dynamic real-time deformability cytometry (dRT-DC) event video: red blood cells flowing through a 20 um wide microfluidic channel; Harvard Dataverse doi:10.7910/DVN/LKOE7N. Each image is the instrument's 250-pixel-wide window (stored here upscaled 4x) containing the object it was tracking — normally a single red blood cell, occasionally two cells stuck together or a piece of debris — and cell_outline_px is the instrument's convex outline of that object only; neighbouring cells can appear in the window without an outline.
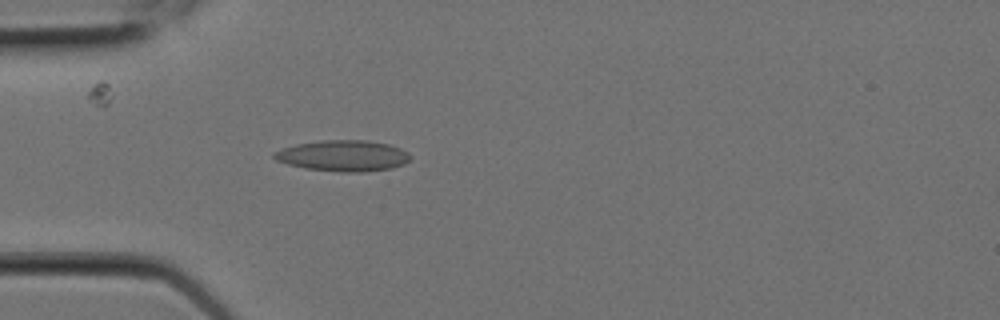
{"species": "Egyptian fruit bat (a non-hibernating species)", "species_latin": "Rousettus aegyptiacus", "temperature_condition": "room temperature", "stored_images_in_passage": 4, "camera_frame_rate_fps": 3000, "um_per_image_px": 0.085, "animal": {"sex": "female"}, "frame": {"image": 1, "passage_image": 4, "time_ms": 1.0, "image_size_px": [1000, 320], "cell_outline_px": [[412, 156], [404, 164], [392, 168], [360, 172], [340, 172], [304, 168], [288, 164], [276, 160], [272, 156], [272, 152], [296, 144], [324, 140], [364, 140], [388, 144], [400, 148], [408, 152]], "centroid_in_image_um": [29.16, 13.24], "position_along_channel_um": 55.8, "area_um2": 24.57}}